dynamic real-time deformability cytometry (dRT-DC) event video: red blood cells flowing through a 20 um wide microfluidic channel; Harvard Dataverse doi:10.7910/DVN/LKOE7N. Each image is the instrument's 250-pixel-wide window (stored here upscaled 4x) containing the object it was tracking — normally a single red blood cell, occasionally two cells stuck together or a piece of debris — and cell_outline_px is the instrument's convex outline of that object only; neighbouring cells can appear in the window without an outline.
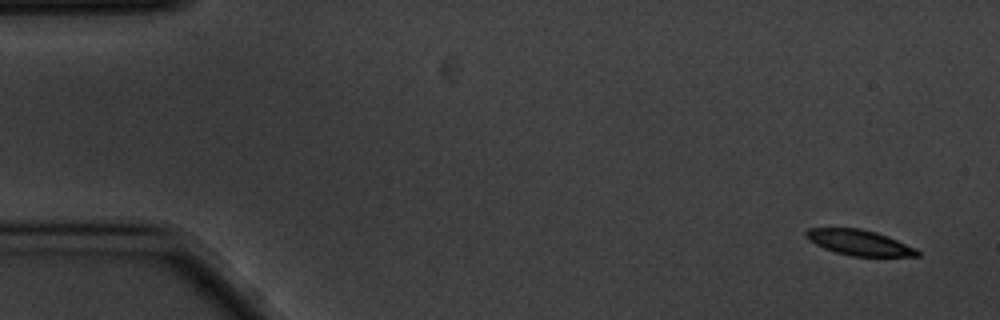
{"species": "common noctule bat (a hibernating species)", "species_latin": "Nyctalus noctula", "temperature_condition": "cold", "stored_images_in_passage": 5, "camera_frame_rate_fps": 3000, "um_per_image_px": 0.085, "animal": {"sex": "male", "body_mass_g": 20.1, "forearm_length_mm": 53.5}, "frame": {"image": 1, "passage_image": 1, "time_ms": 0.0, "image_size_px": [1000, 320], "cell_outline_px": [[920, 256], [852, 256], [836, 252], [824, 248], [808, 240], [804, 236], [804, 232], [808, 228], [860, 228], [876, 232], [916, 248], [920, 252]], "centroid_in_image_um": [73.0, 20.61], "position_along_channel_um": 12.0, "area_um2": 16.42}}